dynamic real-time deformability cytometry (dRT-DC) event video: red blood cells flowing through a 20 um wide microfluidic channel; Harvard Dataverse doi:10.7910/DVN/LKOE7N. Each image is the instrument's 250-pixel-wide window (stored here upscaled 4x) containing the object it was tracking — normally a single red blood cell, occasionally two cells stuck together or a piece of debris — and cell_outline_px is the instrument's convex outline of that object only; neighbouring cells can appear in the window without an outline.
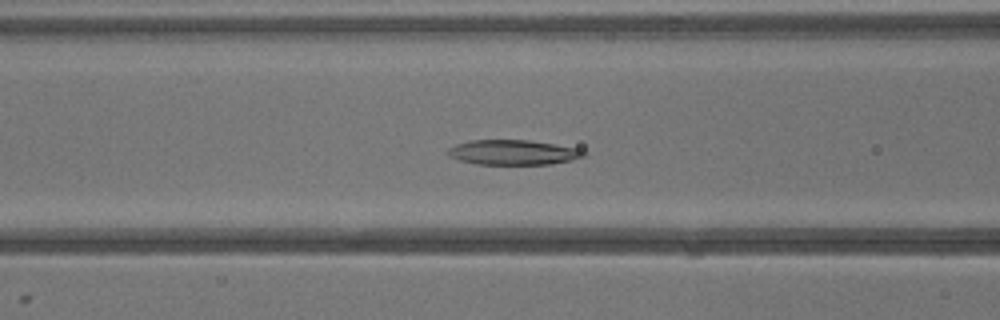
{"species": "common noctule bat (a hibernating species)", "species_latin": "Nyctalus noctula", "temperature_condition": "warm", "stored_images_in_passage": 40, "camera_frame_rate_fps": 3000, "um_per_image_px": 0.085, "animal": {"sex": "male", "body_mass_g": 13.3}, "frame": {"image": 1, "passage_image": 17, "time_ms": 5.333, "image_size_px": [1000, 320], "cell_outline_px": [[588, 156], [572, 160], [552, 164], [476, 164], [460, 160], [448, 156], [448, 148], [456, 144], [468, 140], [528, 140], [580, 148]], "centroid_in_image_um": [43.64, 12.95], "position_along_channel_um": 123.0, "area_um2": 19.83}}
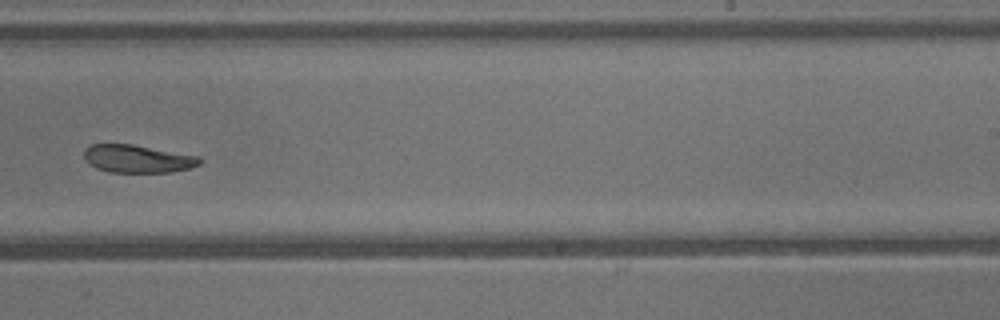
{"frame": {"image": 2, "passage_image": 26, "time_ms": 8.333, "image_size_px": [1000, 320], "cell_outline_px": [[204, 160], [200, 164], [192, 168], [168, 172], [108, 172], [96, 168], [88, 164], [84, 160], [84, 148], [92, 144], [132, 144], [200, 156]], "centroid_in_image_um": [11.7, 13.49], "position_along_channel_um": 277.3, "area_um2": 19.02}}
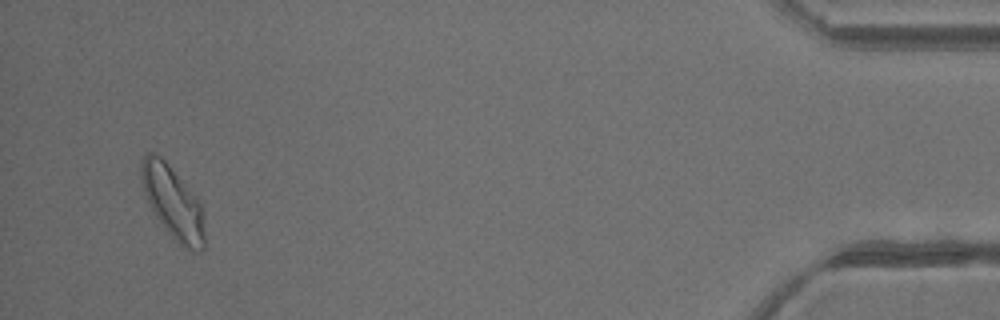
{"frame": {"image": 3, "passage_image": 39, "time_ms": 12.667, "image_size_px": [1000, 320], "cell_outline_px": [[204, 248], [200, 252], [196, 252], [184, 248], [168, 232], [156, 216], [148, 204], [140, 180], [140, 160], [148, 152], [156, 152], [168, 164], [200, 204], [204, 232]], "centroid_in_image_um": [14.64, 17.19], "position_along_channel_um": 420.6, "area_um2": 26.24}}